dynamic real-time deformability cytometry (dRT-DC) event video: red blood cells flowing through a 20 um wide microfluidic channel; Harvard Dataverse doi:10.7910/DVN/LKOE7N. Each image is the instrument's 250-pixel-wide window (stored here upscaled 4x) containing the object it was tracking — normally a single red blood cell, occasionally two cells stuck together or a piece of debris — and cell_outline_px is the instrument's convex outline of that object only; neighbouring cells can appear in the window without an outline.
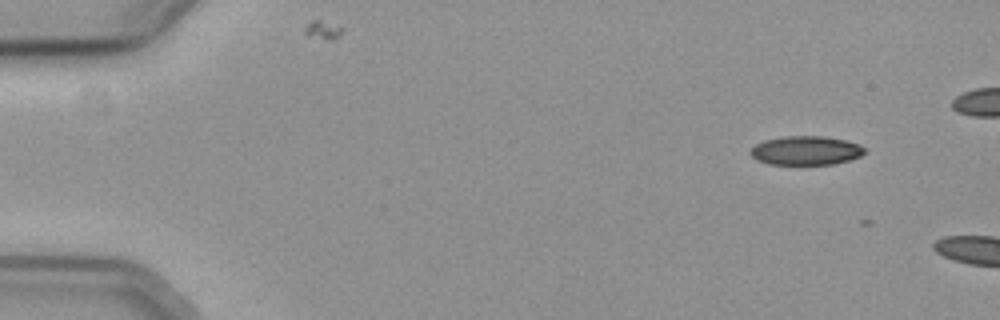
{"species": "common noctule bat (a hibernating species)", "species_latin": "Nyctalus noctula", "temperature_condition": "cold", "stored_images_in_passage": 2, "camera_frame_rate_fps": 3000, "um_per_image_px": 0.085, "animal": {"sex": "female", "body_mass_g": 19.3, "forearm_length_mm": 54.1}, "frame": {"image": 1, "passage_image": 1, "time_ms": 0.0, "image_size_px": [1000, 320], "cell_outline_px": [[864, 152], [860, 156], [836, 164], [768, 164], [756, 160], [748, 152], [756, 144], [764, 140], [784, 136], [824, 136], [844, 140], [860, 144], [864, 148]], "centroid_in_image_um": [68.47, 12.79], "position_along_channel_um": 16.5, "area_um2": 19.25}}